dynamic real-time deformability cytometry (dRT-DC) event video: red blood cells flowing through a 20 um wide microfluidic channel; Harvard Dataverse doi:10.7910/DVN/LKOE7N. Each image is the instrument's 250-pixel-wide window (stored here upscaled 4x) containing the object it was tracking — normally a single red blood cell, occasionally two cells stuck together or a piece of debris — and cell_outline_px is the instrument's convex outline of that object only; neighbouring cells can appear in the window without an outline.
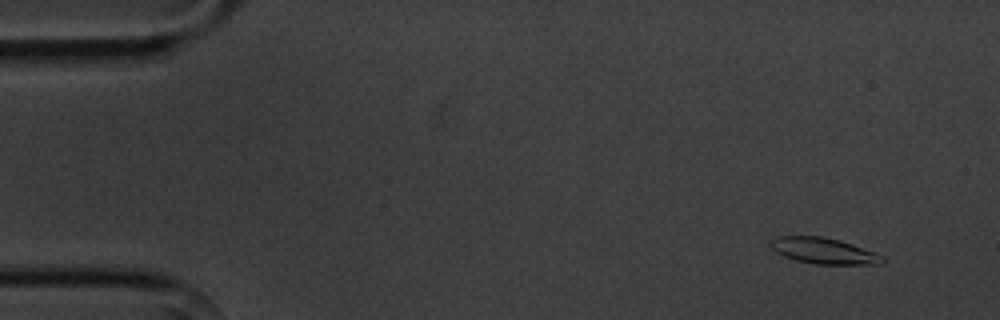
{"species": "common noctule bat (a hibernating species)", "species_latin": "Nyctalus noctula", "temperature_condition": "cold", "stored_images_in_passage": 4, "camera_frame_rate_fps": 3000, "um_per_image_px": 0.085, "animal": {"sex": "male", "body_mass_g": 20.1, "forearm_length_mm": 53.5}, "frame": {"image": 1, "passage_image": 2, "time_ms": 1.0, "image_size_px": [1000, 320], "cell_outline_px": [[888, 260], [880, 264], [816, 264], [796, 260], [784, 256], [776, 252], [768, 244], [776, 236], [824, 236], [840, 240], [852, 244], [884, 256]], "centroid_in_image_um": [70.02, 21.32], "position_along_channel_um": 15.0, "area_um2": 16.99}}